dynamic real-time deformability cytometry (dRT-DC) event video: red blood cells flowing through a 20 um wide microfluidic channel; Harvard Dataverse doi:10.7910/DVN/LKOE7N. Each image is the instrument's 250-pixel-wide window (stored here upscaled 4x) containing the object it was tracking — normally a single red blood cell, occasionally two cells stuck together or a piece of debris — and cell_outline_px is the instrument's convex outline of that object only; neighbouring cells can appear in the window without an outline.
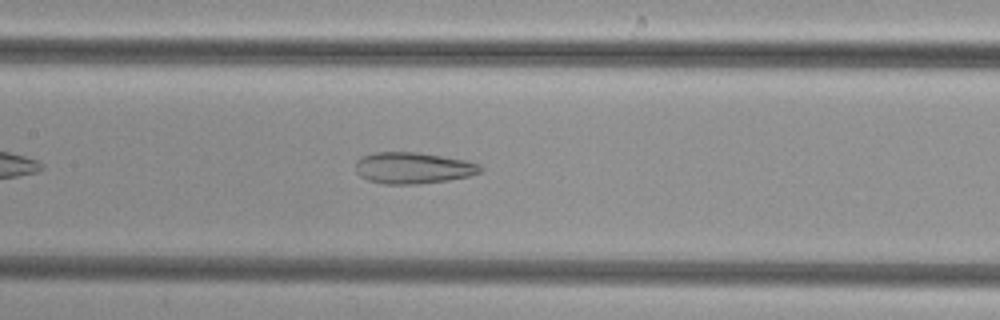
{"species": "common noctule bat (a hibernating species)", "species_latin": "Nyctalus noctula", "temperature_condition": "cold", "stored_images_in_passage": 35, "camera_frame_rate_fps": 3000, "um_per_image_px": 0.085, "animal": {"sex": "female", "body_mass_g": 29.2, "forearm_length_mm": 56.3}, "frame": {"image": 1, "passage_image": 12, "time_ms": 3.667, "image_size_px": [1000, 320], "cell_outline_px": [[484, 172], [468, 176], [448, 180], [416, 184], [384, 184], [368, 180], [360, 176], [356, 172], [356, 160], [360, 156], [372, 152], [420, 152], [464, 160], [480, 164], [484, 168]], "centroid_in_image_um": [35.1, 14.27], "position_along_channel_um": 172.3, "area_um2": 23.06}}
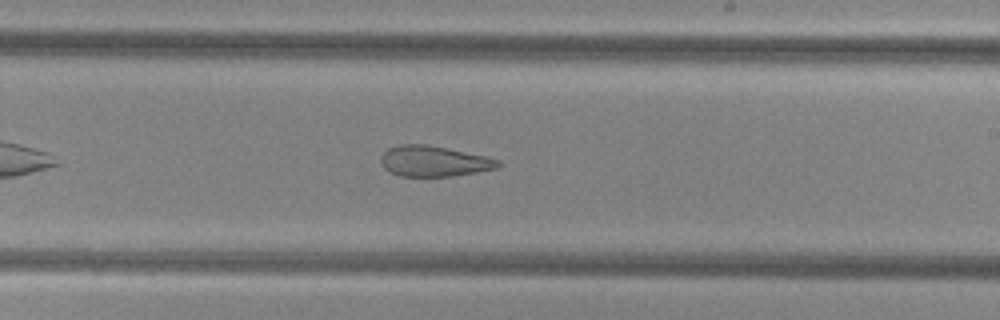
{"frame": {"image": 2, "passage_image": 18, "time_ms": 5.667, "image_size_px": [1000, 320], "cell_outline_px": [[504, 164], [496, 168], [476, 172], [452, 176], [400, 176], [388, 172], [380, 164], [380, 156], [388, 148], [400, 144], [424, 144], [484, 156], [500, 160]], "centroid_in_image_um": [36.84, 13.71], "position_along_channel_um": 252.2, "area_um2": 20.87}}
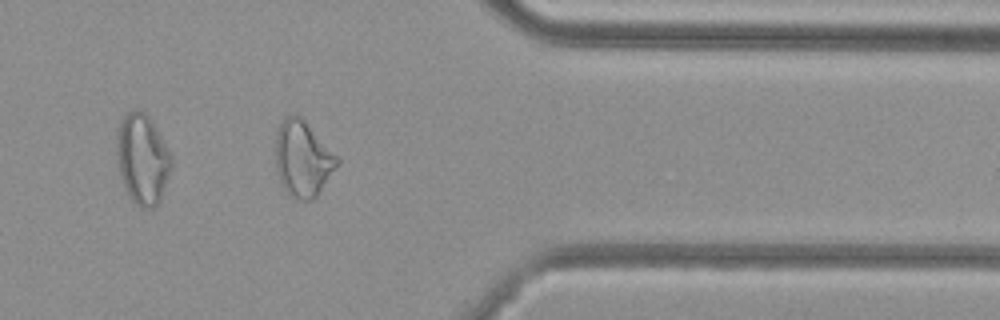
{"frame": {"image": 3, "passage_image": 29, "time_ms": 9.333, "image_size_px": [1000, 320], "cell_outline_px": [[340, 164], [316, 196], [312, 200], [300, 200], [288, 196], [276, 172], [276, 128], [284, 116], [300, 116], [304, 120], [340, 160]], "centroid_in_image_um": [25.72, 13.52], "position_along_channel_um": 385.7, "area_um2": 27.11}}